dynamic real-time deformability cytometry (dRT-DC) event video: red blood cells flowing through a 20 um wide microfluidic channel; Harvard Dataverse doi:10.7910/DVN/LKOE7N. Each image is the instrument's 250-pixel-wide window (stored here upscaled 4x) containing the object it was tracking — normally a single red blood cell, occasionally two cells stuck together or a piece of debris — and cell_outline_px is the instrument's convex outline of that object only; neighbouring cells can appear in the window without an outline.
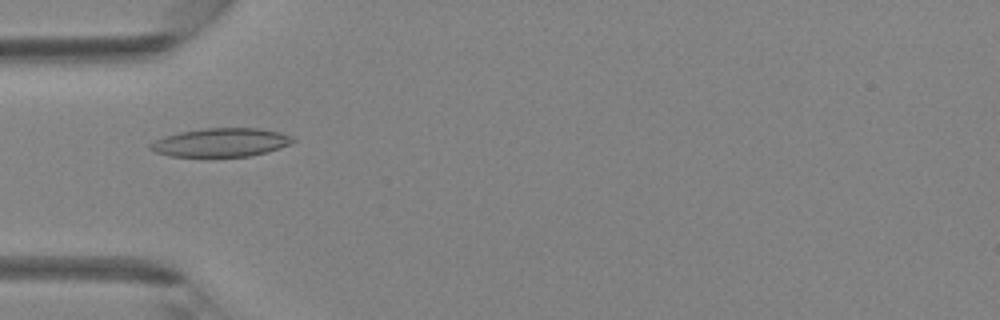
{"species": "Egyptian fruit bat (a non-hibernating species)", "species_latin": "Rousettus aegyptiacus", "temperature_condition": "room temperature", "stored_images_in_passage": 43, "camera_frame_rate_fps": 3000, "um_per_image_px": 0.085, "animal": {"sex": "female"}, "frame": {"image": 1, "passage_image": 14, "time_ms": 4.333, "image_size_px": [1000, 320], "cell_outline_px": [[296, 140], [292, 144], [268, 152], [248, 156], [172, 156], [156, 152], [148, 148], [148, 144], [164, 136], [180, 132], [204, 128], [260, 128], [280, 132], [292, 136]], "centroid_in_image_um": [18.82, 12.1], "position_along_channel_um": 66.2, "area_um2": 23.76}}
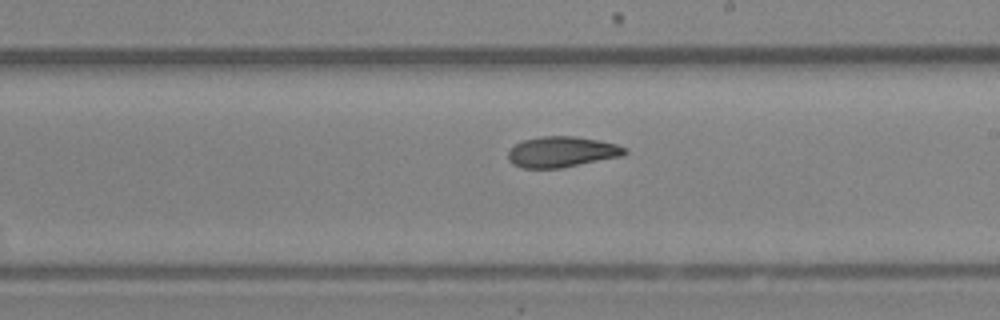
{"frame": {"image": 2, "passage_image": 25, "time_ms": 8.0, "image_size_px": [1000, 320], "cell_outline_px": [[628, 152], [624, 156], [560, 168], [524, 168], [512, 164], [508, 160], [508, 152], [516, 144], [524, 140], [540, 136], [572, 136], [600, 140], [616, 144], [628, 148]], "centroid_in_image_um": [47.79, 12.91], "position_along_channel_um": 241.2, "area_um2": 20.98}}
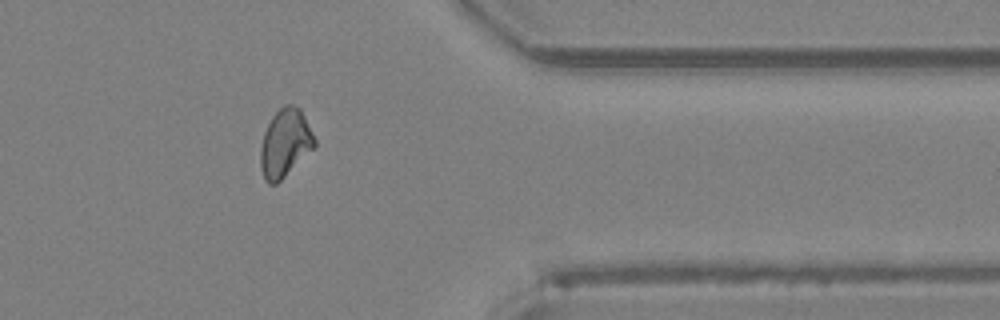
{"frame": {"image": 3, "passage_image": 35, "time_ms": 11.333, "image_size_px": [1000, 320], "cell_outline_px": [[316, 148], [276, 184], [268, 184], [264, 180], [260, 168], [260, 148], [264, 132], [272, 116], [284, 104], [292, 104], [300, 108], [316, 140]], "centroid_in_image_um": [24.24, 12.19], "position_along_channel_um": 387.2, "area_um2": 21.68}}